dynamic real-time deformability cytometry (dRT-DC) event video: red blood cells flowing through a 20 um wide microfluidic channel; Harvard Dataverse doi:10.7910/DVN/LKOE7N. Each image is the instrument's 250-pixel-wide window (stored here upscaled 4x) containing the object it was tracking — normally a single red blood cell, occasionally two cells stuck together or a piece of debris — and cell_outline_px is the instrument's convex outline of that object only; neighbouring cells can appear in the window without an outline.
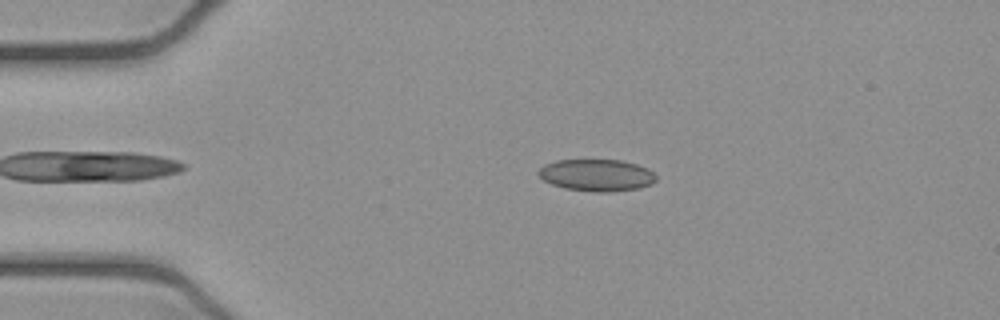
{"species": "common noctule bat (a hibernating species)", "species_latin": "Nyctalus noctula", "temperature_condition": "cold", "stored_images_in_passage": 45, "camera_frame_rate_fps": 3000, "um_per_image_px": 0.085, "animal": {"sex": "female", "body_mass_g": 21.9}, "frame": {"image": 1, "passage_image": 10, "time_ms": 3.0, "image_size_px": [1000, 320], "cell_outline_px": [[656, 180], [652, 184], [640, 188], [608, 192], [596, 192], [564, 188], [552, 184], [544, 180], [536, 172], [544, 164], [556, 160], [620, 160], [636, 164], [648, 168], [656, 176]], "centroid_in_image_um": [50.72, 14.89], "position_along_channel_um": 34.3, "area_um2": 21.91}}
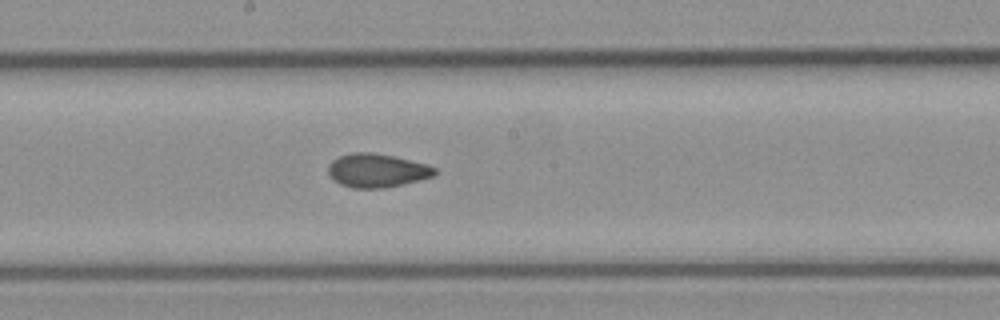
{"frame": {"image": 2, "passage_image": 27, "time_ms": 8.667, "image_size_px": [1000, 320], "cell_outline_px": [[440, 172], [432, 176], [420, 180], [384, 188], [352, 188], [340, 184], [328, 172], [328, 164], [332, 160], [340, 156], [352, 152], [372, 152], [392, 156], [428, 164], [436, 168]], "centroid_in_image_um": [32.07, 14.49], "position_along_channel_um": 216.1, "area_um2": 20.87}}
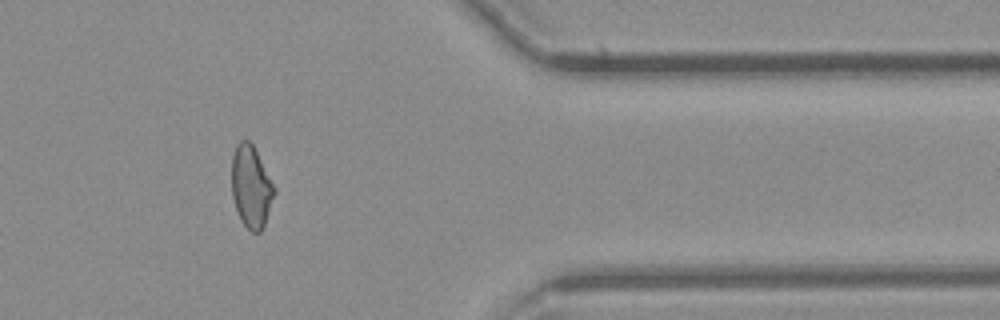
{"frame": {"image": 3, "passage_image": 42, "time_ms": 13.667, "image_size_px": [1000, 320], "cell_outline_px": [[276, 192], [264, 228], [260, 232], [252, 232], [240, 220], [232, 196], [232, 156], [236, 144], [240, 140], [248, 140], [252, 144], [276, 188]], "centroid_in_image_um": [21.36, 15.89], "position_along_channel_um": 390.0, "area_um2": 20.46}, "authors_computed_cell_mechanics": {"area_um2": 20.9236, "velocity_mm_per_s": 3.9177, "shape_relaxation_time_tau1_ms": null, "shape_relaxation_time_tau2_ms": 1.5232, "deformation_change_tau1": null, "deformation_change_tau2": 0.0512}}